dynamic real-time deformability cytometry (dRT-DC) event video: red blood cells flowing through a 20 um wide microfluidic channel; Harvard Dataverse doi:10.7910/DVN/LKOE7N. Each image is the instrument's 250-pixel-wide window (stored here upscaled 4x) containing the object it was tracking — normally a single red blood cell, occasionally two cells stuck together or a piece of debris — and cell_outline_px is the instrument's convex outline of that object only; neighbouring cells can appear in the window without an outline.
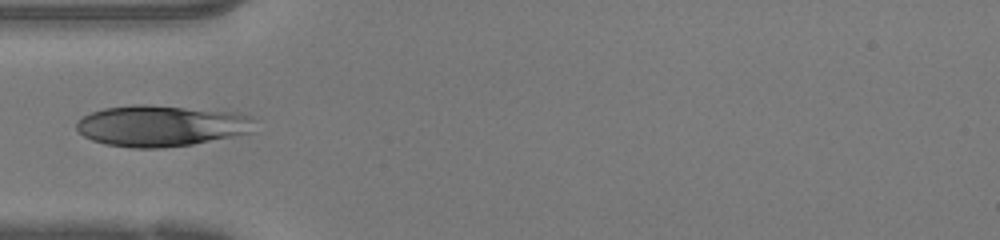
{"species": "human", "species_latin": "Homo sapiens", "temperature_condition": "warm", "stored_images_in_passage": 34, "camera_frame_rate_fps": 3000, "um_per_image_px": 0.085, "donor": {"sex": "female"}, "frame": {"image": 1, "passage_image": 1, "time_ms": 0.0, "image_size_px": [1000, 240], "cell_outline_px": [[252, 132], [192, 144], [164, 148], [132, 148], [104, 144], [92, 140], [84, 136], [76, 128], [76, 120], [92, 112], [104, 108], [132, 104], [144, 104], [240, 112], [248, 116]], "centroid_in_image_um": [13.62, 10.69], "position_along_channel_um": 71.4, "area_um2": 42.54}}
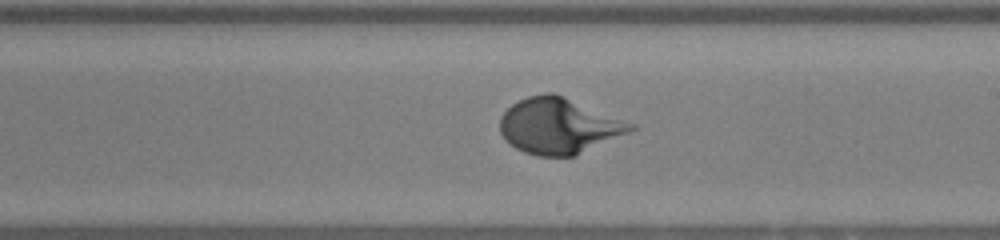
{"frame": {"image": 2, "passage_image": 13, "time_ms": 4.0, "image_size_px": [1000, 240], "cell_outline_px": [[636, 128], [628, 132], [576, 156], [536, 156], [524, 152], [516, 148], [500, 132], [500, 116], [512, 104], [528, 96], [544, 92], [552, 92], [636, 124]], "centroid_in_image_um": [47.5, 10.7], "position_along_channel_um": 241.5, "area_um2": 42.08}}
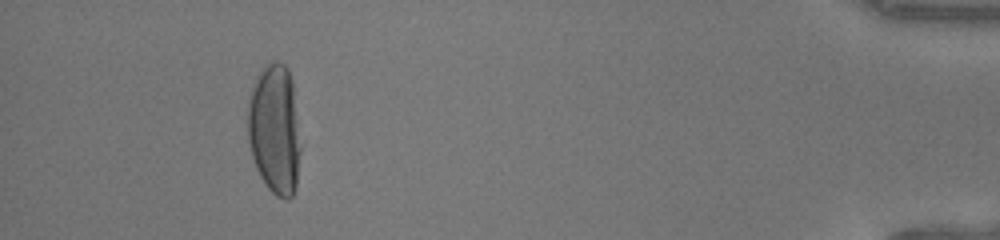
{"frame": {"image": 3, "passage_image": 30, "time_ms": 9.667, "image_size_px": [1000, 240], "cell_outline_px": [[300, 152], [296, 188], [292, 196], [288, 200], [284, 200], [276, 196], [268, 188], [260, 176], [256, 168], [252, 156], [248, 140], [248, 104], [252, 88], [260, 72], [272, 60], [276, 60], [284, 64], [288, 68], [292, 80], [300, 148]], "centroid_in_image_um": [23.35, 11.03], "position_along_channel_um": 411.9, "area_um2": 39.88}}